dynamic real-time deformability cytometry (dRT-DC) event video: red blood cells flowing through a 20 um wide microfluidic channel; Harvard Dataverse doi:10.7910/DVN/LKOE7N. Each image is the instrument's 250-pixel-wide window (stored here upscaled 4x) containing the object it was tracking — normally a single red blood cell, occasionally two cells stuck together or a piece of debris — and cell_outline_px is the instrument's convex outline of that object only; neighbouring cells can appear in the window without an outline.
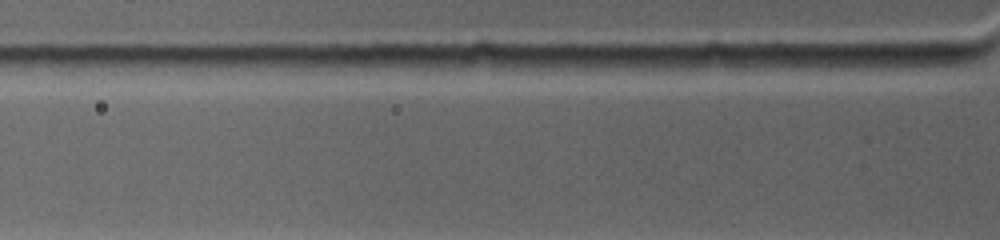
{"species": "common noctule bat (a hibernating species)", "species_latin": "Nyctalus noctula", "temperature_condition": "warm", "stored_images_in_passage": 3, "camera_frame_rate_fps": 4500, "um_per_image_px": 0.085, "animal": {"sex": "female", "body_mass_g": 19.0, "forearm_length_mm": 53.3}, "frame": {"image": 1, "passage_image": 3, "time_ms": 0.444, "image_size_px": [1000, 240], "cell_outline_px": [[920, 64], [800, 72], [780, 64], [792, 56], [912, 56]], "centroid_in_image_um": [71.81, 5.3], "position_along_channel_um": 54.0, "area_um2": 11.56}}